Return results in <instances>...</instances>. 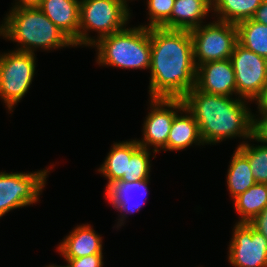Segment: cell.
Segmentation results:
<instances>
[{"label": "cell", "instance_id": "1", "mask_svg": "<svg viewBox=\"0 0 267 267\" xmlns=\"http://www.w3.org/2000/svg\"><path fill=\"white\" fill-rule=\"evenodd\" d=\"M150 41V98H182L196 80L190 31L151 27Z\"/></svg>", "mask_w": 267, "mask_h": 267}, {"label": "cell", "instance_id": "2", "mask_svg": "<svg viewBox=\"0 0 267 267\" xmlns=\"http://www.w3.org/2000/svg\"><path fill=\"white\" fill-rule=\"evenodd\" d=\"M233 96L208 94L196 87L181 99L184 107L194 116L203 143L216 144L229 138L254 136V113L247 100Z\"/></svg>", "mask_w": 267, "mask_h": 267}, {"label": "cell", "instance_id": "3", "mask_svg": "<svg viewBox=\"0 0 267 267\" xmlns=\"http://www.w3.org/2000/svg\"><path fill=\"white\" fill-rule=\"evenodd\" d=\"M0 25V36L17 42L16 51L35 53L75 47L73 42L39 9H10Z\"/></svg>", "mask_w": 267, "mask_h": 267}, {"label": "cell", "instance_id": "4", "mask_svg": "<svg viewBox=\"0 0 267 267\" xmlns=\"http://www.w3.org/2000/svg\"><path fill=\"white\" fill-rule=\"evenodd\" d=\"M96 62L101 66L125 69H150L151 41L150 28L144 26L126 27L96 40Z\"/></svg>", "mask_w": 267, "mask_h": 267}, {"label": "cell", "instance_id": "5", "mask_svg": "<svg viewBox=\"0 0 267 267\" xmlns=\"http://www.w3.org/2000/svg\"><path fill=\"white\" fill-rule=\"evenodd\" d=\"M130 8L121 0H81L78 46L91 45L101 37L126 28L131 18ZM90 30L98 36L91 37Z\"/></svg>", "mask_w": 267, "mask_h": 267}, {"label": "cell", "instance_id": "6", "mask_svg": "<svg viewBox=\"0 0 267 267\" xmlns=\"http://www.w3.org/2000/svg\"><path fill=\"white\" fill-rule=\"evenodd\" d=\"M35 55L16 50L0 54V98L10 112L32 84L36 67Z\"/></svg>", "mask_w": 267, "mask_h": 267}, {"label": "cell", "instance_id": "7", "mask_svg": "<svg viewBox=\"0 0 267 267\" xmlns=\"http://www.w3.org/2000/svg\"><path fill=\"white\" fill-rule=\"evenodd\" d=\"M190 34L196 67L207 62L231 58L238 43L237 26L219 20L202 24L192 29Z\"/></svg>", "mask_w": 267, "mask_h": 267}, {"label": "cell", "instance_id": "8", "mask_svg": "<svg viewBox=\"0 0 267 267\" xmlns=\"http://www.w3.org/2000/svg\"><path fill=\"white\" fill-rule=\"evenodd\" d=\"M49 168L23 173L0 172V218L13 209L30 206L39 201L46 185Z\"/></svg>", "mask_w": 267, "mask_h": 267}, {"label": "cell", "instance_id": "9", "mask_svg": "<svg viewBox=\"0 0 267 267\" xmlns=\"http://www.w3.org/2000/svg\"><path fill=\"white\" fill-rule=\"evenodd\" d=\"M237 95L254 102L263 94L267 84V59L237 43L231 55Z\"/></svg>", "mask_w": 267, "mask_h": 267}, {"label": "cell", "instance_id": "10", "mask_svg": "<svg viewBox=\"0 0 267 267\" xmlns=\"http://www.w3.org/2000/svg\"><path fill=\"white\" fill-rule=\"evenodd\" d=\"M150 112L143 124V139L137 143L149 148L153 145V153L167 151V139L174 117L184 108L181 98H150Z\"/></svg>", "mask_w": 267, "mask_h": 267}, {"label": "cell", "instance_id": "11", "mask_svg": "<svg viewBox=\"0 0 267 267\" xmlns=\"http://www.w3.org/2000/svg\"><path fill=\"white\" fill-rule=\"evenodd\" d=\"M228 261L234 267H267V239L249 223L236 222Z\"/></svg>", "mask_w": 267, "mask_h": 267}, {"label": "cell", "instance_id": "12", "mask_svg": "<svg viewBox=\"0 0 267 267\" xmlns=\"http://www.w3.org/2000/svg\"><path fill=\"white\" fill-rule=\"evenodd\" d=\"M195 87L208 94H235L238 97L231 59L211 61L197 66Z\"/></svg>", "mask_w": 267, "mask_h": 267}, {"label": "cell", "instance_id": "13", "mask_svg": "<svg viewBox=\"0 0 267 267\" xmlns=\"http://www.w3.org/2000/svg\"><path fill=\"white\" fill-rule=\"evenodd\" d=\"M149 179L132 182H114L105 190L106 199L113 205V208L121 212L116 228L124 224L128 213L138 212L142 208L145 197L148 194L147 185Z\"/></svg>", "mask_w": 267, "mask_h": 267}, {"label": "cell", "instance_id": "14", "mask_svg": "<svg viewBox=\"0 0 267 267\" xmlns=\"http://www.w3.org/2000/svg\"><path fill=\"white\" fill-rule=\"evenodd\" d=\"M81 0H41L39 9L78 46Z\"/></svg>", "mask_w": 267, "mask_h": 267}, {"label": "cell", "instance_id": "15", "mask_svg": "<svg viewBox=\"0 0 267 267\" xmlns=\"http://www.w3.org/2000/svg\"><path fill=\"white\" fill-rule=\"evenodd\" d=\"M102 237L89 224L77 226L57 246L64 258H80L103 254Z\"/></svg>", "mask_w": 267, "mask_h": 267}, {"label": "cell", "instance_id": "16", "mask_svg": "<svg viewBox=\"0 0 267 267\" xmlns=\"http://www.w3.org/2000/svg\"><path fill=\"white\" fill-rule=\"evenodd\" d=\"M140 147L137 139L113 143L104 163L98 169V172L108 180L105 190L114 182H128L131 156Z\"/></svg>", "mask_w": 267, "mask_h": 267}, {"label": "cell", "instance_id": "17", "mask_svg": "<svg viewBox=\"0 0 267 267\" xmlns=\"http://www.w3.org/2000/svg\"><path fill=\"white\" fill-rule=\"evenodd\" d=\"M211 10L205 0H175L171 16L160 27L191 31L204 23Z\"/></svg>", "mask_w": 267, "mask_h": 267}, {"label": "cell", "instance_id": "18", "mask_svg": "<svg viewBox=\"0 0 267 267\" xmlns=\"http://www.w3.org/2000/svg\"><path fill=\"white\" fill-rule=\"evenodd\" d=\"M192 144L205 145L194 116L184 107L173 119L167 139V150H185Z\"/></svg>", "mask_w": 267, "mask_h": 267}, {"label": "cell", "instance_id": "19", "mask_svg": "<svg viewBox=\"0 0 267 267\" xmlns=\"http://www.w3.org/2000/svg\"><path fill=\"white\" fill-rule=\"evenodd\" d=\"M233 201L236 212L241 216L238 223H250L267 207V184L256 183Z\"/></svg>", "mask_w": 267, "mask_h": 267}, {"label": "cell", "instance_id": "20", "mask_svg": "<svg viewBox=\"0 0 267 267\" xmlns=\"http://www.w3.org/2000/svg\"><path fill=\"white\" fill-rule=\"evenodd\" d=\"M231 158L226 179L229 194L234 199L256 184V181L248 157L238 147Z\"/></svg>", "mask_w": 267, "mask_h": 267}, {"label": "cell", "instance_id": "21", "mask_svg": "<svg viewBox=\"0 0 267 267\" xmlns=\"http://www.w3.org/2000/svg\"><path fill=\"white\" fill-rule=\"evenodd\" d=\"M263 0H216L212 12L216 13L217 20L238 23L252 19ZM219 16V17H218Z\"/></svg>", "mask_w": 267, "mask_h": 267}, {"label": "cell", "instance_id": "22", "mask_svg": "<svg viewBox=\"0 0 267 267\" xmlns=\"http://www.w3.org/2000/svg\"><path fill=\"white\" fill-rule=\"evenodd\" d=\"M238 43L267 59V25L248 19L238 23Z\"/></svg>", "mask_w": 267, "mask_h": 267}, {"label": "cell", "instance_id": "23", "mask_svg": "<svg viewBox=\"0 0 267 267\" xmlns=\"http://www.w3.org/2000/svg\"><path fill=\"white\" fill-rule=\"evenodd\" d=\"M253 146L248 141H242L238 148L248 157L250 169L256 183L267 184V143Z\"/></svg>", "mask_w": 267, "mask_h": 267}, {"label": "cell", "instance_id": "24", "mask_svg": "<svg viewBox=\"0 0 267 267\" xmlns=\"http://www.w3.org/2000/svg\"><path fill=\"white\" fill-rule=\"evenodd\" d=\"M151 149L140 147L132 156L128 167V182L150 178Z\"/></svg>", "mask_w": 267, "mask_h": 267}, {"label": "cell", "instance_id": "25", "mask_svg": "<svg viewBox=\"0 0 267 267\" xmlns=\"http://www.w3.org/2000/svg\"><path fill=\"white\" fill-rule=\"evenodd\" d=\"M175 0H147L149 15L148 25L144 27H160L170 16Z\"/></svg>", "mask_w": 267, "mask_h": 267}, {"label": "cell", "instance_id": "26", "mask_svg": "<svg viewBox=\"0 0 267 267\" xmlns=\"http://www.w3.org/2000/svg\"><path fill=\"white\" fill-rule=\"evenodd\" d=\"M258 116H254V136L249 140L267 143V109H258Z\"/></svg>", "mask_w": 267, "mask_h": 267}, {"label": "cell", "instance_id": "27", "mask_svg": "<svg viewBox=\"0 0 267 267\" xmlns=\"http://www.w3.org/2000/svg\"><path fill=\"white\" fill-rule=\"evenodd\" d=\"M103 254H92L80 258H64L67 267H103Z\"/></svg>", "mask_w": 267, "mask_h": 267}, {"label": "cell", "instance_id": "28", "mask_svg": "<svg viewBox=\"0 0 267 267\" xmlns=\"http://www.w3.org/2000/svg\"><path fill=\"white\" fill-rule=\"evenodd\" d=\"M254 229L263 234L267 239V207L258 214L250 223Z\"/></svg>", "mask_w": 267, "mask_h": 267}, {"label": "cell", "instance_id": "29", "mask_svg": "<svg viewBox=\"0 0 267 267\" xmlns=\"http://www.w3.org/2000/svg\"><path fill=\"white\" fill-rule=\"evenodd\" d=\"M257 23L267 25V0H263L260 7L256 10L252 17Z\"/></svg>", "mask_w": 267, "mask_h": 267}, {"label": "cell", "instance_id": "30", "mask_svg": "<svg viewBox=\"0 0 267 267\" xmlns=\"http://www.w3.org/2000/svg\"><path fill=\"white\" fill-rule=\"evenodd\" d=\"M15 5L11 7L12 9H22V8H38L41 0H15Z\"/></svg>", "mask_w": 267, "mask_h": 267}, {"label": "cell", "instance_id": "31", "mask_svg": "<svg viewBox=\"0 0 267 267\" xmlns=\"http://www.w3.org/2000/svg\"><path fill=\"white\" fill-rule=\"evenodd\" d=\"M258 109H267V84L262 96L256 101Z\"/></svg>", "mask_w": 267, "mask_h": 267}, {"label": "cell", "instance_id": "32", "mask_svg": "<svg viewBox=\"0 0 267 267\" xmlns=\"http://www.w3.org/2000/svg\"><path fill=\"white\" fill-rule=\"evenodd\" d=\"M211 7L214 6L216 0H205Z\"/></svg>", "mask_w": 267, "mask_h": 267}, {"label": "cell", "instance_id": "33", "mask_svg": "<svg viewBox=\"0 0 267 267\" xmlns=\"http://www.w3.org/2000/svg\"><path fill=\"white\" fill-rule=\"evenodd\" d=\"M46 267H67V265H65V266H58V265H54V264H52V265H48V266H46Z\"/></svg>", "mask_w": 267, "mask_h": 267}, {"label": "cell", "instance_id": "34", "mask_svg": "<svg viewBox=\"0 0 267 267\" xmlns=\"http://www.w3.org/2000/svg\"><path fill=\"white\" fill-rule=\"evenodd\" d=\"M121 1H123L126 5H128V0H121Z\"/></svg>", "mask_w": 267, "mask_h": 267}]
</instances>
